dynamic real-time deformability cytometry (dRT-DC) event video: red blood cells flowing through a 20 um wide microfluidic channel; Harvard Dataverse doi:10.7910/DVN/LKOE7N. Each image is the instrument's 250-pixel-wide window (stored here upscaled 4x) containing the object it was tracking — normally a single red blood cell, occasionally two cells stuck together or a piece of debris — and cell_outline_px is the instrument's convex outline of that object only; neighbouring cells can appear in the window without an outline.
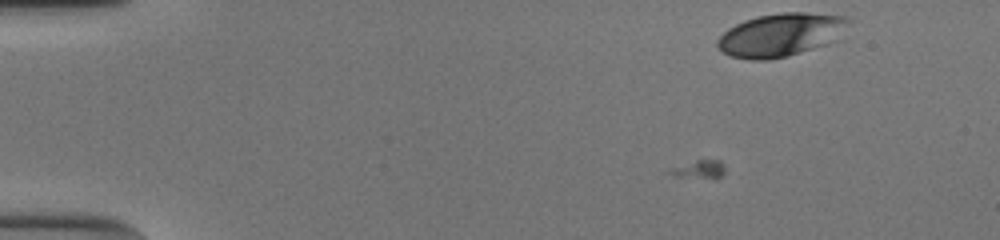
{"species": "human", "species_latin": "Homo sapiens", "temperature_condition": "cold", "stored_images_in_passage": 7, "camera_frame_rate_fps": 3000, "um_per_image_px": 0.085, "donor": {"sex": "male"}, "frame": {"image": 1, "passage_image": 7, "time_ms": 2.0, "image_size_px": [1000, 240], "cell_outline_px": [[852, 20], [840, 40], [828, 44], [788, 56], [768, 60], [752, 60], [732, 56], [716, 48], [716, 40], [728, 28], [744, 20], [756, 16], [784, 12], [804, 12], [848, 16]], "centroid_in_image_um": [66.43, 2.95], "position_along_channel_um": 18.6, "area_um2": 33.58}}